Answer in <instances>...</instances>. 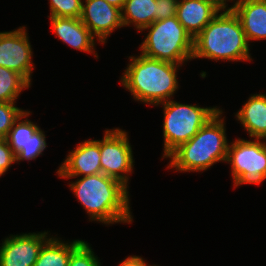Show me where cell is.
I'll return each mask as SVG.
<instances>
[{"label": "cell", "instance_id": "cell-26", "mask_svg": "<svg viewBox=\"0 0 266 266\" xmlns=\"http://www.w3.org/2000/svg\"><path fill=\"white\" fill-rule=\"evenodd\" d=\"M16 162V155L6 141L0 138V168L6 173L12 163Z\"/></svg>", "mask_w": 266, "mask_h": 266}, {"label": "cell", "instance_id": "cell-1", "mask_svg": "<svg viewBox=\"0 0 266 266\" xmlns=\"http://www.w3.org/2000/svg\"><path fill=\"white\" fill-rule=\"evenodd\" d=\"M69 185L91 220L108 225L132 222L128 187L121 181L100 173L83 176Z\"/></svg>", "mask_w": 266, "mask_h": 266}, {"label": "cell", "instance_id": "cell-7", "mask_svg": "<svg viewBox=\"0 0 266 266\" xmlns=\"http://www.w3.org/2000/svg\"><path fill=\"white\" fill-rule=\"evenodd\" d=\"M225 162L231 164L235 187L260 184L266 179V142L237 139L228 146Z\"/></svg>", "mask_w": 266, "mask_h": 266}, {"label": "cell", "instance_id": "cell-10", "mask_svg": "<svg viewBox=\"0 0 266 266\" xmlns=\"http://www.w3.org/2000/svg\"><path fill=\"white\" fill-rule=\"evenodd\" d=\"M48 232L11 235L0 247V266H33Z\"/></svg>", "mask_w": 266, "mask_h": 266}, {"label": "cell", "instance_id": "cell-4", "mask_svg": "<svg viewBox=\"0 0 266 266\" xmlns=\"http://www.w3.org/2000/svg\"><path fill=\"white\" fill-rule=\"evenodd\" d=\"M222 110L211 117L186 143L180 145L168 157V168L176 171H205L219 161H226L228 141Z\"/></svg>", "mask_w": 266, "mask_h": 266}, {"label": "cell", "instance_id": "cell-28", "mask_svg": "<svg viewBox=\"0 0 266 266\" xmlns=\"http://www.w3.org/2000/svg\"><path fill=\"white\" fill-rule=\"evenodd\" d=\"M104 1L108 2L110 5H113L121 10L125 4V0H104Z\"/></svg>", "mask_w": 266, "mask_h": 266}, {"label": "cell", "instance_id": "cell-14", "mask_svg": "<svg viewBox=\"0 0 266 266\" xmlns=\"http://www.w3.org/2000/svg\"><path fill=\"white\" fill-rule=\"evenodd\" d=\"M240 20L246 39H266V0H237L230 7Z\"/></svg>", "mask_w": 266, "mask_h": 266}, {"label": "cell", "instance_id": "cell-15", "mask_svg": "<svg viewBox=\"0 0 266 266\" xmlns=\"http://www.w3.org/2000/svg\"><path fill=\"white\" fill-rule=\"evenodd\" d=\"M53 32L69 46L94 53L95 37L80 18L50 17Z\"/></svg>", "mask_w": 266, "mask_h": 266}, {"label": "cell", "instance_id": "cell-23", "mask_svg": "<svg viewBox=\"0 0 266 266\" xmlns=\"http://www.w3.org/2000/svg\"><path fill=\"white\" fill-rule=\"evenodd\" d=\"M24 112L15 106V102H0V138H6L15 121Z\"/></svg>", "mask_w": 266, "mask_h": 266}, {"label": "cell", "instance_id": "cell-8", "mask_svg": "<svg viewBox=\"0 0 266 266\" xmlns=\"http://www.w3.org/2000/svg\"><path fill=\"white\" fill-rule=\"evenodd\" d=\"M99 146L102 173L128 187L129 178L126 175L132 172L134 161L127 132L118 128L106 130L103 139L99 140Z\"/></svg>", "mask_w": 266, "mask_h": 266}, {"label": "cell", "instance_id": "cell-5", "mask_svg": "<svg viewBox=\"0 0 266 266\" xmlns=\"http://www.w3.org/2000/svg\"><path fill=\"white\" fill-rule=\"evenodd\" d=\"M145 29L150 31L141 44L142 55L179 65L192 59L193 38L177 16L156 20Z\"/></svg>", "mask_w": 266, "mask_h": 266}, {"label": "cell", "instance_id": "cell-6", "mask_svg": "<svg viewBox=\"0 0 266 266\" xmlns=\"http://www.w3.org/2000/svg\"><path fill=\"white\" fill-rule=\"evenodd\" d=\"M164 108V157H167L180 145L188 142L201 127L220 109L187 105L173 100L162 103Z\"/></svg>", "mask_w": 266, "mask_h": 266}, {"label": "cell", "instance_id": "cell-18", "mask_svg": "<svg viewBox=\"0 0 266 266\" xmlns=\"http://www.w3.org/2000/svg\"><path fill=\"white\" fill-rule=\"evenodd\" d=\"M121 13L124 27L132 23L142 31L156 21V0H125Z\"/></svg>", "mask_w": 266, "mask_h": 266}, {"label": "cell", "instance_id": "cell-30", "mask_svg": "<svg viewBox=\"0 0 266 266\" xmlns=\"http://www.w3.org/2000/svg\"><path fill=\"white\" fill-rule=\"evenodd\" d=\"M5 172L0 168V176H2Z\"/></svg>", "mask_w": 266, "mask_h": 266}, {"label": "cell", "instance_id": "cell-27", "mask_svg": "<svg viewBox=\"0 0 266 266\" xmlns=\"http://www.w3.org/2000/svg\"><path fill=\"white\" fill-rule=\"evenodd\" d=\"M120 266H149L145 260L139 256H129L121 262ZM151 266V265H150Z\"/></svg>", "mask_w": 266, "mask_h": 266}, {"label": "cell", "instance_id": "cell-25", "mask_svg": "<svg viewBox=\"0 0 266 266\" xmlns=\"http://www.w3.org/2000/svg\"><path fill=\"white\" fill-rule=\"evenodd\" d=\"M179 0H156V20L176 16Z\"/></svg>", "mask_w": 266, "mask_h": 266}, {"label": "cell", "instance_id": "cell-29", "mask_svg": "<svg viewBox=\"0 0 266 266\" xmlns=\"http://www.w3.org/2000/svg\"><path fill=\"white\" fill-rule=\"evenodd\" d=\"M213 1H215L222 9L227 8L226 1L228 2V0H213Z\"/></svg>", "mask_w": 266, "mask_h": 266}, {"label": "cell", "instance_id": "cell-22", "mask_svg": "<svg viewBox=\"0 0 266 266\" xmlns=\"http://www.w3.org/2000/svg\"><path fill=\"white\" fill-rule=\"evenodd\" d=\"M50 17L80 18L82 0H50Z\"/></svg>", "mask_w": 266, "mask_h": 266}, {"label": "cell", "instance_id": "cell-19", "mask_svg": "<svg viewBox=\"0 0 266 266\" xmlns=\"http://www.w3.org/2000/svg\"><path fill=\"white\" fill-rule=\"evenodd\" d=\"M30 83L19 73L0 66V102H15Z\"/></svg>", "mask_w": 266, "mask_h": 266}, {"label": "cell", "instance_id": "cell-16", "mask_svg": "<svg viewBox=\"0 0 266 266\" xmlns=\"http://www.w3.org/2000/svg\"><path fill=\"white\" fill-rule=\"evenodd\" d=\"M250 137L266 140V95L254 94L236 114Z\"/></svg>", "mask_w": 266, "mask_h": 266}, {"label": "cell", "instance_id": "cell-3", "mask_svg": "<svg viewBox=\"0 0 266 266\" xmlns=\"http://www.w3.org/2000/svg\"><path fill=\"white\" fill-rule=\"evenodd\" d=\"M129 59L131 63L121 77V82L135 100L153 105L171 100L179 88L176 72L181 65L148 58L142 54Z\"/></svg>", "mask_w": 266, "mask_h": 266}, {"label": "cell", "instance_id": "cell-2", "mask_svg": "<svg viewBox=\"0 0 266 266\" xmlns=\"http://www.w3.org/2000/svg\"><path fill=\"white\" fill-rule=\"evenodd\" d=\"M249 50L239 18L231 8H225L193 39L192 58L251 61Z\"/></svg>", "mask_w": 266, "mask_h": 266}, {"label": "cell", "instance_id": "cell-9", "mask_svg": "<svg viewBox=\"0 0 266 266\" xmlns=\"http://www.w3.org/2000/svg\"><path fill=\"white\" fill-rule=\"evenodd\" d=\"M26 29L0 32V66L22 75L31 84L32 47Z\"/></svg>", "mask_w": 266, "mask_h": 266}, {"label": "cell", "instance_id": "cell-17", "mask_svg": "<svg viewBox=\"0 0 266 266\" xmlns=\"http://www.w3.org/2000/svg\"><path fill=\"white\" fill-rule=\"evenodd\" d=\"M83 242L74 240L63 243L58 238H49L41 247L33 266H68L71 253Z\"/></svg>", "mask_w": 266, "mask_h": 266}, {"label": "cell", "instance_id": "cell-12", "mask_svg": "<svg viewBox=\"0 0 266 266\" xmlns=\"http://www.w3.org/2000/svg\"><path fill=\"white\" fill-rule=\"evenodd\" d=\"M61 178L102 173L99 140H87L72 150L57 171Z\"/></svg>", "mask_w": 266, "mask_h": 266}, {"label": "cell", "instance_id": "cell-24", "mask_svg": "<svg viewBox=\"0 0 266 266\" xmlns=\"http://www.w3.org/2000/svg\"><path fill=\"white\" fill-rule=\"evenodd\" d=\"M68 266H100V262L88 243L83 241L71 253Z\"/></svg>", "mask_w": 266, "mask_h": 266}, {"label": "cell", "instance_id": "cell-13", "mask_svg": "<svg viewBox=\"0 0 266 266\" xmlns=\"http://www.w3.org/2000/svg\"><path fill=\"white\" fill-rule=\"evenodd\" d=\"M221 10L213 0H179L176 16L194 39Z\"/></svg>", "mask_w": 266, "mask_h": 266}, {"label": "cell", "instance_id": "cell-21", "mask_svg": "<svg viewBox=\"0 0 266 266\" xmlns=\"http://www.w3.org/2000/svg\"><path fill=\"white\" fill-rule=\"evenodd\" d=\"M45 139V134L39 127L30 137L27 145L16 154V161L33 160L42 154L44 149L47 147Z\"/></svg>", "mask_w": 266, "mask_h": 266}, {"label": "cell", "instance_id": "cell-20", "mask_svg": "<svg viewBox=\"0 0 266 266\" xmlns=\"http://www.w3.org/2000/svg\"><path fill=\"white\" fill-rule=\"evenodd\" d=\"M30 112L25 111L14 123L6 136V141L14 151L15 155L27 145L30 137L39 128L38 125L31 122L28 117ZM26 118L24 121L20 119Z\"/></svg>", "mask_w": 266, "mask_h": 266}, {"label": "cell", "instance_id": "cell-11", "mask_svg": "<svg viewBox=\"0 0 266 266\" xmlns=\"http://www.w3.org/2000/svg\"><path fill=\"white\" fill-rule=\"evenodd\" d=\"M80 20L101 43L113 30L124 26L121 9L104 0H85Z\"/></svg>", "mask_w": 266, "mask_h": 266}]
</instances>
